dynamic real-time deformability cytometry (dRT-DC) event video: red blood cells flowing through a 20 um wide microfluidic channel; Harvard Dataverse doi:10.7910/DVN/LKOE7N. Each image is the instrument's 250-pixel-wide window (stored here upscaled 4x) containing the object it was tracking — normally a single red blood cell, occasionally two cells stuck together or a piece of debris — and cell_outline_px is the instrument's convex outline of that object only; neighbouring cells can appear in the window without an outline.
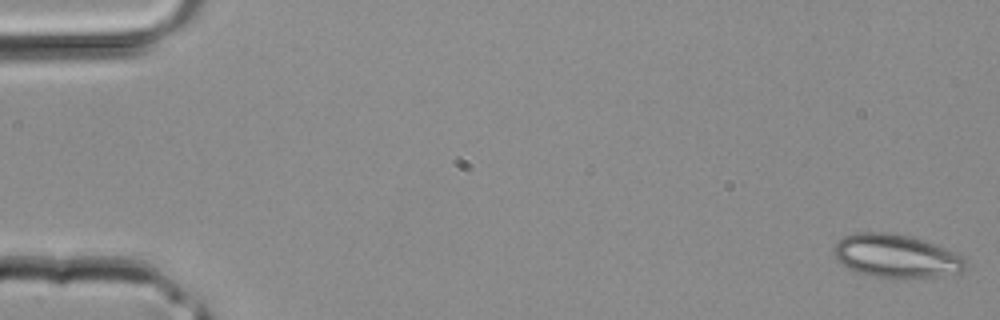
{"species": "common noctule bat (a hibernating species)", "species_latin": "Nyctalus noctula", "temperature_condition": "room temperature", "stored_images_in_passage": 3, "camera_frame_rate_fps": 3000, "um_per_image_px": 0.085, "animal": {"sex": "male", "body_mass_g": 20.4}, "frame": {"image": 1, "passage_image": 1, "time_ms": 0.0, "image_size_px": [1000, 320], "cell_outline_px": [[968, 264], [960, 272], [940, 276], [876, 276], [856, 272], [840, 264], [836, 260], [832, 252], [836, 244], [844, 236], [856, 232], [892, 232], [912, 236], [936, 244], [956, 252], [964, 256], [968, 260]], "centroid_in_image_um": [76.18, 21.72], "position_along_channel_um": 8.8, "area_um2": 33.18}}